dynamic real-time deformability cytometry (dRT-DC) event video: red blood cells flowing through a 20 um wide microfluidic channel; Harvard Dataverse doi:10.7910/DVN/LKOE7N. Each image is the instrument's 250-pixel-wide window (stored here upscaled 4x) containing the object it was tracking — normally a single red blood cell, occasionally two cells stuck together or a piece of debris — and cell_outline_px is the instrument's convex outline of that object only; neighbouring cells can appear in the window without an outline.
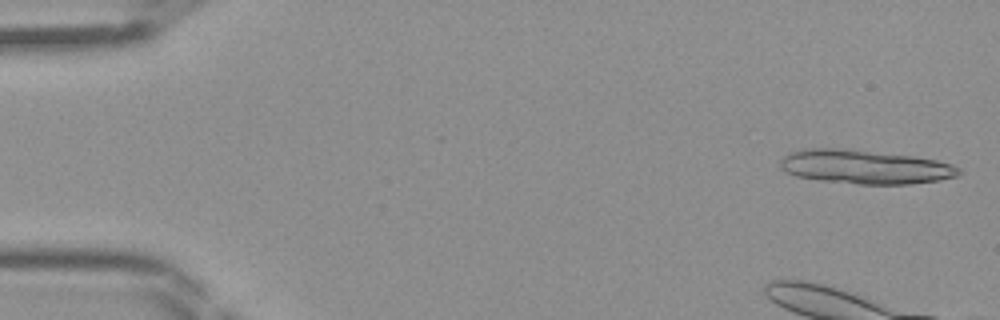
{"species": "Egyptian fruit bat (a non-hibernating species)", "species_latin": "Rousettus aegyptiacus", "temperature_condition": "room temperature", "stored_images_in_passage": 12, "camera_frame_rate_fps": 3000, "um_per_image_px": 0.085, "frame": {"image": 1, "passage_image": 1, "time_ms": 0.0, "image_size_px": [1000, 320], "cell_outline_px": [[960, 172], [956, 176], [940, 180], [912, 184], [856, 184], [820, 180], [796, 176], [784, 172], [780, 168], [780, 160], [788, 152], [804, 148], [840, 148], [912, 156], [936, 160], [952, 164], [960, 168]], "centroid_in_image_um": [73.47, 14.18], "position_along_channel_um": 11.5, "area_um2": 35.43}}